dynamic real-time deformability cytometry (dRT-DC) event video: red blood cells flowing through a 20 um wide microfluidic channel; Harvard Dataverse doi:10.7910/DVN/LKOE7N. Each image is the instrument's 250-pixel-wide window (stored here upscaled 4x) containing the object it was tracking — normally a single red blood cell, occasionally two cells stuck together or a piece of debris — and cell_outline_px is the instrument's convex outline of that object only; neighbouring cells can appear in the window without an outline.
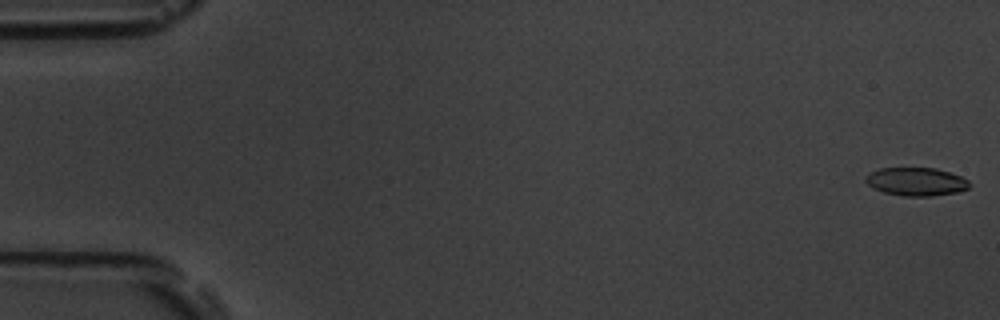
{"species": "common noctule bat (a hibernating species)", "species_latin": "Nyctalus noctula", "temperature_condition": "room temperature", "stored_images_in_passage": 56, "camera_frame_rate_fps": 3000, "um_per_image_px": 0.085, "animal": {"sex": "male", "body_mass_g": 19.5, "forearm_length_mm": 54.6}, "frame": {"image": 1, "passage_image": 1, "time_ms": 0.0, "image_size_px": [1000, 320], "cell_outline_px": [[968, 188], [956, 192], [932, 196], [904, 196], [884, 192], [872, 188], [864, 180], [872, 172], [880, 168], [936, 168], [960, 176], [968, 180]], "centroid_in_image_um": [77.86, 15.44], "position_along_channel_um": 7.1, "area_um2": 16.82}}
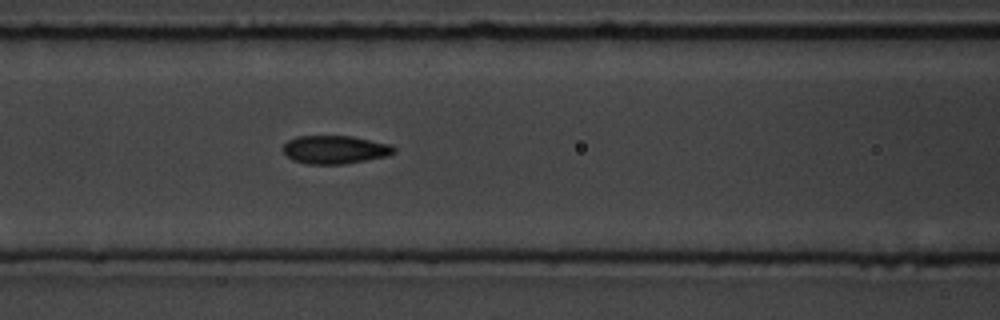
{"frame": {"image": 2, "passage_image": 24, "time_ms": 7.667, "image_size_px": [1000, 320], "cell_outline_px": [[396, 152], [388, 156], [344, 164], [308, 164], [292, 160], [280, 148], [288, 140], [296, 136], [352, 136], [392, 144], [396, 148]], "centroid_in_image_um": [28.49, 12.71], "position_along_channel_um": 138.1, "area_um2": 18.5}}
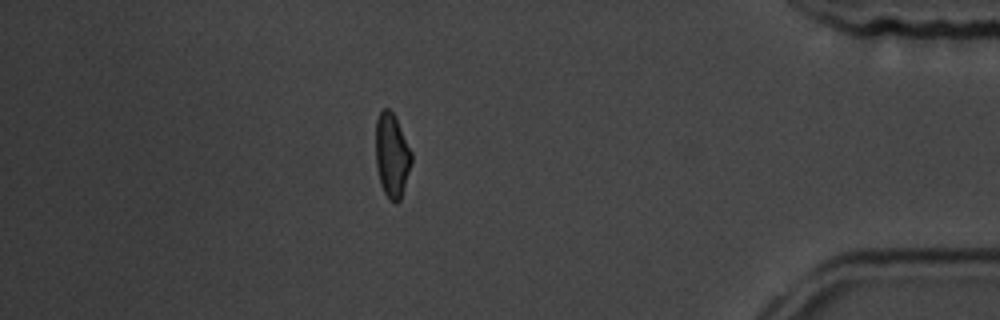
{"frame": {"image": 3, "passage_image": 49, "time_ms": 16.0, "image_size_px": [1000, 320], "cell_outline_px": [[412, 160], [400, 200], [396, 204], [388, 200], [380, 184], [376, 164], [376, 120], [380, 112], [384, 108], [388, 108], [396, 116], [412, 152]], "centroid_in_image_um": [33.31, 13.2], "position_along_channel_um": 401.9, "area_um2": 17.63}, "authors_computed_cell_mechanics": {"area_um2": 18.2937, "velocity_mm_per_s": 3.6667, "shape_relaxation_time_tau1_ms": 6.9566, "shape_relaxation_time_tau2_ms": 1.9679, "deformation_change_tau1": 0.1415, "deformation_change_tau2": 0.0677}}